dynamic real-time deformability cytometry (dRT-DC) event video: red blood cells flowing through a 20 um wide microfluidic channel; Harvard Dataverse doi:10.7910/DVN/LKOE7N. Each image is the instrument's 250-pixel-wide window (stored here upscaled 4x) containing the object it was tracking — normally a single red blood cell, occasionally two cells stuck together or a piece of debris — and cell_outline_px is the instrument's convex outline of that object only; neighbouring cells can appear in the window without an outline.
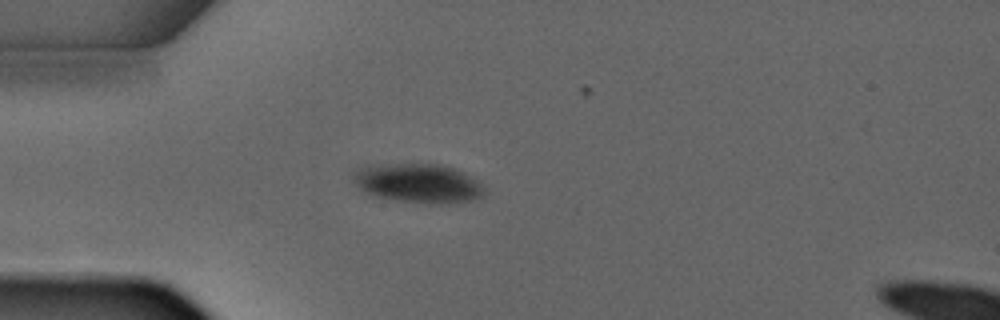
{"species": "common noctule bat (a hibernating species)", "species_latin": "Nyctalus noctula", "temperature_condition": "warm", "stored_images_in_passage": 4, "camera_frame_rate_fps": 3000, "um_per_image_px": 0.085, "animal": {"sex": "male", "forearm_length_mm": 52.5}, "frame": {"image": 1, "passage_image": 3, "time_ms": 2.667, "image_size_px": [1000, 320], "cell_outline_px": [[484, 196], [472, 200], [448, 204], [440, 204], [396, 200], [372, 196], [360, 188], [352, 180], [352, 172], [360, 168], [372, 164], [440, 164], [456, 168], [464, 172], [476, 180], [484, 188]], "centroid_in_image_um": [35.54, 15.57], "position_along_channel_um": 49.5, "area_um2": 30.11}}